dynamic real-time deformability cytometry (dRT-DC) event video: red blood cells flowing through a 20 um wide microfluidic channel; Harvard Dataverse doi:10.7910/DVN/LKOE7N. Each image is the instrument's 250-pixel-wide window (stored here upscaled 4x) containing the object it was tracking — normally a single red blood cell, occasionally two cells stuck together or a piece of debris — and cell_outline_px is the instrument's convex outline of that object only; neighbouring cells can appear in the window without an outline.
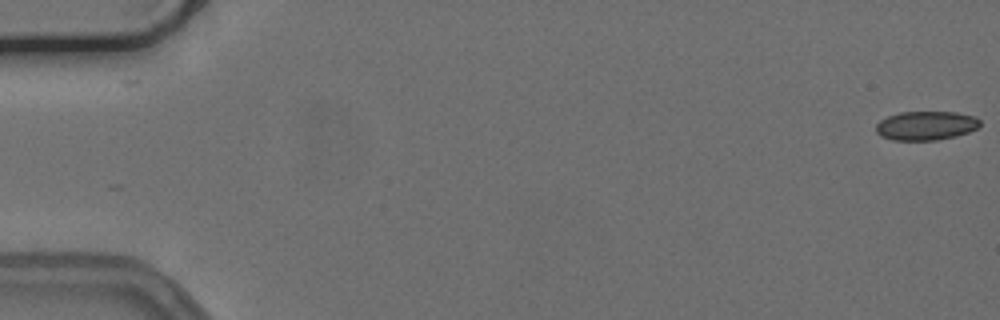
{"species": "common noctule bat (a hibernating species)", "species_latin": "Nyctalus noctula", "temperature_condition": "cold", "stored_images_in_passage": 13, "camera_frame_rate_fps": 3000, "um_per_image_px": 0.085, "animal": {"sex": "female", "body_mass_g": 24.6, "forearm_length_mm": 56.2}, "frame": {"image": 1, "passage_image": 1, "time_ms": 0.0, "image_size_px": [1000, 320], "cell_outline_px": [[980, 124], [976, 128], [968, 132], [956, 136], [936, 140], [892, 140], [880, 136], [876, 132], [876, 124], [880, 120], [888, 116], [900, 112], [956, 112], [976, 116], [980, 120]], "centroid_in_image_um": [78.7, 10.67], "position_along_channel_um": 6.3, "area_um2": 17.63}}